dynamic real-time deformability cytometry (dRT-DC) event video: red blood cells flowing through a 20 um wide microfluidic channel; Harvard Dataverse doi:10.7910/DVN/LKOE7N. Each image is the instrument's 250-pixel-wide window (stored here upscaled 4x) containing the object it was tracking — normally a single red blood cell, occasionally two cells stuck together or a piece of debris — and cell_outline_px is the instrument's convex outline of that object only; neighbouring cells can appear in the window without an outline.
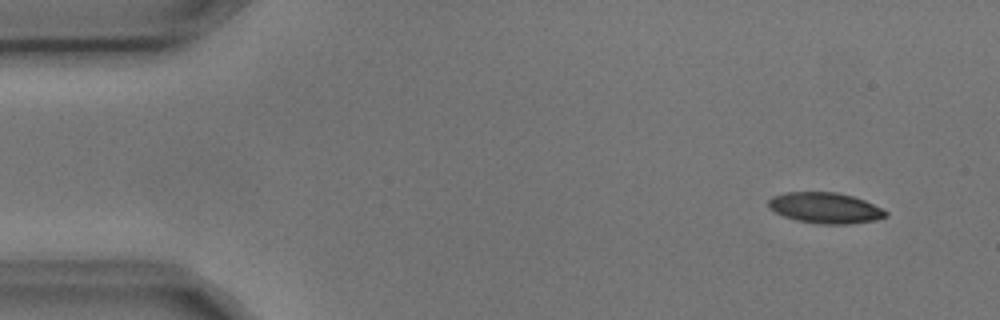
{"species": "common noctule bat (a hibernating species)", "species_latin": "Nyctalus noctula", "temperature_condition": "cold", "stored_images_in_passage": 3, "camera_frame_rate_fps": 3000, "um_per_image_px": 0.085, "animal": {"sex": "male", "body_mass_g": 17.9, "forearm_length_mm": 54.2}, "frame": {"image": 1, "passage_image": 1, "time_ms": 0.0, "image_size_px": [1000, 320], "cell_outline_px": [[888, 216], [876, 220], [848, 224], [816, 224], [796, 220], [784, 216], [768, 208], [768, 200], [772, 196], [784, 192], [836, 192], [852, 196], [864, 200], [888, 212]], "centroid_in_image_um": [70.12, 17.67], "position_along_channel_um": 14.9, "area_um2": 21.1}}